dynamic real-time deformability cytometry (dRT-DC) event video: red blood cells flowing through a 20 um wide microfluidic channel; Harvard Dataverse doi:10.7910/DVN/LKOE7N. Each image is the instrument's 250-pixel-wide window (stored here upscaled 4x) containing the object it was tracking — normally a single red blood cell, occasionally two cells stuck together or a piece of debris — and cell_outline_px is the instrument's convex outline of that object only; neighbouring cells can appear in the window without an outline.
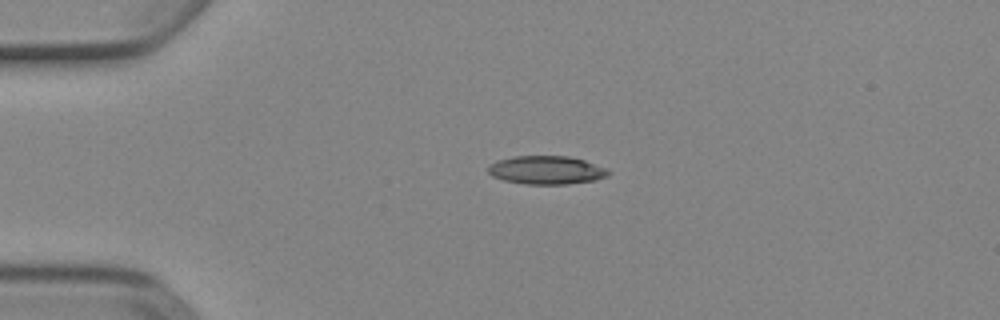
{"species": "Egyptian fruit bat (a non-hibernating species)", "species_latin": "Rousettus aegyptiacus", "temperature_condition": "cold", "stored_images_in_passage": 3, "camera_frame_rate_fps": 3000, "um_per_image_px": 0.085, "animal": {"sex": "female"}, "frame": {"image": 1, "passage_image": 2, "time_ms": 0.333, "image_size_px": [1000, 320], "cell_outline_px": [[612, 172], [608, 176], [596, 180], [564, 184], [524, 184], [504, 180], [492, 176], [488, 172], [488, 168], [496, 160], [512, 156], [568, 156], [584, 160], [608, 168]], "centroid_in_image_um": [46.48, 14.45], "position_along_channel_um": 38.5, "area_um2": 20.0}}